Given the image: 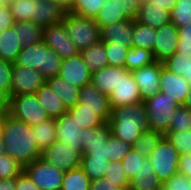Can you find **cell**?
<instances>
[{"instance_id": "obj_1", "label": "cell", "mask_w": 191, "mask_h": 190, "mask_svg": "<svg viewBox=\"0 0 191 190\" xmlns=\"http://www.w3.org/2000/svg\"><path fill=\"white\" fill-rule=\"evenodd\" d=\"M5 153L24 166L40 158L41 150L38 148L31 126L12 117L6 110L2 130Z\"/></svg>"}, {"instance_id": "obj_2", "label": "cell", "mask_w": 191, "mask_h": 190, "mask_svg": "<svg viewBox=\"0 0 191 190\" xmlns=\"http://www.w3.org/2000/svg\"><path fill=\"white\" fill-rule=\"evenodd\" d=\"M108 124L113 136L131 146L141 133L150 130L143 101L113 108Z\"/></svg>"}, {"instance_id": "obj_3", "label": "cell", "mask_w": 191, "mask_h": 190, "mask_svg": "<svg viewBox=\"0 0 191 190\" xmlns=\"http://www.w3.org/2000/svg\"><path fill=\"white\" fill-rule=\"evenodd\" d=\"M62 58L43 41L23 47L14 65L38 70L45 79L58 76Z\"/></svg>"}, {"instance_id": "obj_4", "label": "cell", "mask_w": 191, "mask_h": 190, "mask_svg": "<svg viewBox=\"0 0 191 190\" xmlns=\"http://www.w3.org/2000/svg\"><path fill=\"white\" fill-rule=\"evenodd\" d=\"M62 21L68 36L79 51L101 41L100 28L94 19L80 17L67 11Z\"/></svg>"}, {"instance_id": "obj_5", "label": "cell", "mask_w": 191, "mask_h": 190, "mask_svg": "<svg viewBox=\"0 0 191 190\" xmlns=\"http://www.w3.org/2000/svg\"><path fill=\"white\" fill-rule=\"evenodd\" d=\"M147 112L148 124L150 130L163 133H168L171 118L176 112L179 105L173 99L157 92L152 97L143 100Z\"/></svg>"}, {"instance_id": "obj_6", "label": "cell", "mask_w": 191, "mask_h": 190, "mask_svg": "<svg viewBox=\"0 0 191 190\" xmlns=\"http://www.w3.org/2000/svg\"><path fill=\"white\" fill-rule=\"evenodd\" d=\"M8 113L29 126L37 125L49 119L35 94H19L8 100Z\"/></svg>"}, {"instance_id": "obj_7", "label": "cell", "mask_w": 191, "mask_h": 190, "mask_svg": "<svg viewBox=\"0 0 191 190\" xmlns=\"http://www.w3.org/2000/svg\"><path fill=\"white\" fill-rule=\"evenodd\" d=\"M180 153L164 137L147 159L154 168L155 175L163 183L178 173Z\"/></svg>"}, {"instance_id": "obj_8", "label": "cell", "mask_w": 191, "mask_h": 190, "mask_svg": "<svg viewBox=\"0 0 191 190\" xmlns=\"http://www.w3.org/2000/svg\"><path fill=\"white\" fill-rule=\"evenodd\" d=\"M140 4L138 0H106L94 21L101 28L125 19L136 20Z\"/></svg>"}, {"instance_id": "obj_9", "label": "cell", "mask_w": 191, "mask_h": 190, "mask_svg": "<svg viewBox=\"0 0 191 190\" xmlns=\"http://www.w3.org/2000/svg\"><path fill=\"white\" fill-rule=\"evenodd\" d=\"M40 158L57 169L67 172L80 167L82 152L56 140L41 151Z\"/></svg>"}, {"instance_id": "obj_10", "label": "cell", "mask_w": 191, "mask_h": 190, "mask_svg": "<svg viewBox=\"0 0 191 190\" xmlns=\"http://www.w3.org/2000/svg\"><path fill=\"white\" fill-rule=\"evenodd\" d=\"M40 190H61L64 171L44 162L41 158L24 166L23 170Z\"/></svg>"}, {"instance_id": "obj_11", "label": "cell", "mask_w": 191, "mask_h": 190, "mask_svg": "<svg viewBox=\"0 0 191 190\" xmlns=\"http://www.w3.org/2000/svg\"><path fill=\"white\" fill-rule=\"evenodd\" d=\"M108 98L111 109L120 106L134 105L143 101L132 72L121 68L119 83L116 88L110 92Z\"/></svg>"}, {"instance_id": "obj_12", "label": "cell", "mask_w": 191, "mask_h": 190, "mask_svg": "<svg viewBox=\"0 0 191 190\" xmlns=\"http://www.w3.org/2000/svg\"><path fill=\"white\" fill-rule=\"evenodd\" d=\"M43 42L62 59L70 58L80 53L68 36L63 21L44 27Z\"/></svg>"}, {"instance_id": "obj_13", "label": "cell", "mask_w": 191, "mask_h": 190, "mask_svg": "<svg viewBox=\"0 0 191 190\" xmlns=\"http://www.w3.org/2000/svg\"><path fill=\"white\" fill-rule=\"evenodd\" d=\"M46 82L40 71L13 65L11 97L19 94H35Z\"/></svg>"}, {"instance_id": "obj_14", "label": "cell", "mask_w": 191, "mask_h": 190, "mask_svg": "<svg viewBox=\"0 0 191 190\" xmlns=\"http://www.w3.org/2000/svg\"><path fill=\"white\" fill-rule=\"evenodd\" d=\"M58 77L71 85L82 88L91 83L92 73L79 53L70 58L62 59Z\"/></svg>"}, {"instance_id": "obj_15", "label": "cell", "mask_w": 191, "mask_h": 190, "mask_svg": "<svg viewBox=\"0 0 191 190\" xmlns=\"http://www.w3.org/2000/svg\"><path fill=\"white\" fill-rule=\"evenodd\" d=\"M179 30L169 22L156 29L155 43L152 50L155 61L163 62L177 51Z\"/></svg>"}, {"instance_id": "obj_16", "label": "cell", "mask_w": 191, "mask_h": 190, "mask_svg": "<svg viewBox=\"0 0 191 190\" xmlns=\"http://www.w3.org/2000/svg\"><path fill=\"white\" fill-rule=\"evenodd\" d=\"M160 92L170 96L177 105H184L190 85L182 76L176 75L164 67L161 62Z\"/></svg>"}, {"instance_id": "obj_17", "label": "cell", "mask_w": 191, "mask_h": 190, "mask_svg": "<svg viewBox=\"0 0 191 190\" xmlns=\"http://www.w3.org/2000/svg\"><path fill=\"white\" fill-rule=\"evenodd\" d=\"M160 73V61H155L151 65L132 71L143 100L160 91Z\"/></svg>"}, {"instance_id": "obj_18", "label": "cell", "mask_w": 191, "mask_h": 190, "mask_svg": "<svg viewBox=\"0 0 191 190\" xmlns=\"http://www.w3.org/2000/svg\"><path fill=\"white\" fill-rule=\"evenodd\" d=\"M67 9L54 0H33L31 22L43 27L58 23L64 19Z\"/></svg>"}, {"instance_id": "obj_19", "label": "cell", "mask_w": 191, "mask_h": 190, "mask_svg": "<svg viewBox=\"0 0 191 190\" xmlns=\"http://www.w3.org/2000/svg\"><path fill=\"white\" fill-rule=\"evenodd\" d=\"M56 120V140L64 142L68 147H74L79 151H83L80 140L83 139V129L78 125L66 111Z\"/></svg>"}, {"instance_id": "obj_20", "label": "cell", "mask_w": 191, "mask_h": 190, "mask_svg": "<svg viewBox=\"0 0 191 190\" xmlns=\"http://www.w3.org/2000/svg\"><path fill=\"white\" fill-rule=\"evenodd\" d=\"M134 19H125L100 28L101 41L133 48Z\"/></svg>"}, {"instance_id": "obj_21", "label": "cell", "mask_w": 191, "mask_h": 190, "mask_svg": "<svg viewBox=\"0 0 191 190\" xmlns=\"http://www.w3.org/2000/svg\"><path fill=\"white\" fill-rule=\"evenodd\" d=\"M79 103L90 110H100L108 119L111 116V106L108 95L100 92L93 84H87L79 89Z\"/></svg>"}, {"instance_id": "obj_22", "label": "cell", "mask_w": 191, "mask_h": 190, "mask_svg": "<svg viewBox=\"0 0 191 190\" xmlns=\"http://www.w3.org/2000/svg\"><path fill=\"white\" fill-rule=\"evenodd\" d=\"M138 22L149 25L153 29L171 22L170 11L163 6L153 5V2H144L140 4L138 13Z\"/></svg>"}, {"instance_id": "obj_23", "label": "cell", "mask_w": 191, "mask_h": 190, "mask_svg": "<svg viewBox=\"0 0 191 190\" xmlns=\"http://www.w3.org/2000/svg\"><path fill=\"white\" fill-rule=\"evenodd\" d=\"M46 83L63 103L66 110L79 103V89L58 76L46 79Z\"/></svg>"}, {"instance_id": "obj_24", "label": "cell", "mask_w": 191, "mask_h": 190, "mask_svg": "<svg viewBox=\"0 0 191 190\" xmlns=\"http://www.w3.org/2000/svg\"><path fill=\"white\" fill-rule=\"evenodd\" d=\"M67 111L82 129L99 127L104 123H108L109 120L100 110L84 108L81 103H77Z\"/></svg>"}, {"instance_id": "obj_25", "label": "cell", "mask_w": 191, "mask_h": 190, "mask_svg": "<svg viewBox=\"0 0 191 190\" xmlns=\"http://www.w3.org/2000/svg\"><path fill=\"white\" fill-rule=\"evenodd\" d=\"M22 48L21 38L13 26L0 32V59L14 63Z\"/></svg>"}, {"instance_id": "obj_26", "label": "cell", "mask_w": 191, "mask_h": 190, "mask_svg": "<svg viewBox=\"0 0 191 190\" xmlns=\"http://www.w3.org/2000/svg\"><path fill=\"white\" fill-rule=\"evenodd\" d=\"M130 190H162V182L155 175L154 168L147 159L135 177L130 179Z\"/></svg>"}, {"instance_id": "obj_27", "label": "cell", "mask_w": 191, "mask_h": 190, "mask_svg": "<svg viewBox=\"0 0 191 190\" xmlns=\"http://www.w3.org/2000/svg\"><path fill=\"white\" fill-rule=\"evenodd\" d=\"M39 104L44 108L49 118L57 119L67 110L58 96L51 90L45 82L35 93Z\"/></svg>"}, {"instance_id": "obj_28", "label": "cell", "mask_w": 191, "mask_h": 190, "mask_svg": "<svg viewBox=\"0 0 191 190\" xmlns=\"http://www.w3.org/2000/svg\"><path fill=\"white\" fill-rule=\"evenodd\" d=\"M119 74H121V67L107 66L92 73L91 84L100 92L109 95L119 83Z\"/></svg>"}, {"instance_id": "obj_29", "label": "cell", "mask_w": 191, "mask_h": 190, "mask_svg": "<svg viewBox=\"0 0 191 190\" xmlns=\"http://www.w3.org/2000/svg\"><path fill=\"white\" fill-rule=\"evenodd\" d=\"M15 31L21 38L22 47L37 44L43 41L44 27L31 21H15L13 25Z\"/></svg>"}, {"instance_id": "obj_30", "label": "cell", "mask_w": 191, "mask_h": 190, "mask_svg": "<svg viewBox=\"0 0 191 190\" xmlns=\"http://www.w3.org/2000/svg\"><path fill=\"white\" fill-rule=\"evenodd\" d=\"M80 54L91 73H95L108 66L105 46L102 41L87 49L81 50Z\"/></svg>"}, {"instance_id": "obj_31", "label": "cell", "mask_w": 191, "mask_h": 190, "mask_svg": "<svg viewBox=\"0 0 191 190\" xmlns=\"http://www.w3.org/2000/svg\"><path fill=\"white\" fill-rule=\"evenodd\" d=\"M111 131L108 123H104L99 127L83 129V139L80 140L83 146L82 153H85L89 148H98L106 144L110 137Z\"/></svg>"}, {"instance_id": "obj_32", "label": "cell", "mask_w": 191, "mask_h": 190, "mask_svg": "<svg viewBox=\"0 0 191 190\" xmlns=\"http://www.w3.org/2000/svg\"><path fill=\"white\" fill-rule=\"evenodd\" d=\"M38 148L42 151L56 141V120L46 119L37 125L31 126Z\"/></svg>"}, {"instance_id": "obj_33", "label": "cell", "mask_w": 191, "mask_h": 190, "mask_svg": "<svg viewBox=\"0 0 191 190\" xmlns=\"http://www.w3.org/2000/svg\"><path fill=\"white\" fill-rule=\"evenodd\" d=\"M163 65L169 71L182 76L191 85V56L182 52H175L163 61Z\"/></svg>"}, {"instance_id": "obj_34", "label": "cell", "mask_w": 191, "mask_h": 190, "mask_svg": "<svg viewBox=\"0 0 191 190\" xmlns=\"http://www.w3.org/2000/svg\"><path fill=\"white\" fill-rule=\"evenodd\" d=\"M109 163L106 157H94L91 154H82L80 167L90 180L93 181L105 177Z\"/></svg>"}, {"instance_id": "obj_35", "label": "cell", "mask_w": 191, "mask_h": 190, "mask_svg": "<svg viewBox=\"0 0 191 190\" xmlns=\"http://www.w3.org/2000/svg\"><path fill=\"white\" fill-rule=\"evenodd\" d=\"M156 29L134 20L132 33L133 47H140L152 51L154 48Z\"/></svg>"}, {"instance_id": "obj_36", "label": "cell", "mask_w": 191, "mask_h": 190, "mask_svg": "<svg viewBox=\"0 0 191 190\" xmlns=\"http://www.w3.org/2000/svg\"><path fill=\"white\" fill-rule=\"evenodd\" d=\"M164 137L165 135L160 132L153 130L145 131L134 141L132 148L135 149L140 155L148 157L152 154Z\"/></svg>"}, {"instance_id": "obj_37", "label": "cell", "mask_w": 191, "mask_h": 190, "mask_svg": "<svg viewBox=\"0 0 191 190\" xmlns=\"http://www.w3.org/2000/svg\"><path fill=\"white\" fill-rule=\"evenodd\" d=\"M155 62L152 51L140 47L129 48L125 61V69L132 72Z\"/></svg>"}, {"instance_id": "obj_38", "label": "cell", "mask_w": 191, "mask_h": 190, "mask_svg": "<svg viewBox=\"0 0 191 190\" xmlns=\"http://www.w3.org/2000/svg\"><path fill=\"white\" fill-rule=\"evenodd\" d=\"M90 178L81 167L64 173L61 190H89Z\"/></svg>"}, {"instance_id": "obj_39", "label": "cell", "mask_w": 191, "mask_h": 190, "mask_svg": "<svg viewBox=\"0 0 191 190\" xmlns=\"http://www.w3.org/2000/svg\"><path fill=\"white\" fill-rule=\"evenodd\" d=\"M105 1L106 0H73L67 11L80 17L95 19Z\"/></svg>"}, {"instance_id": "obj_40", "label": "cell", "mask_w": 191, "mask_h": 190, "mask_svg": "<svg viewBox=\"0 0 191 190\" xmlns=\"http://www.w3.org/2000/svg\"><path fill=\"white\" fill-rule=\"evenodd\" d=\"M170 19L178 29L191 23V0H177L170 11Z\"/></svg>"}, {"instance_id": "obj_41", "label": "cell", "mask_w": 191, "mask_h": 190, "mask_svg": "<svg viewBox=\"0 0 191 190\" xmlns=\"http://www.w3.org/2000/svg\"><path fill=\"white\" fill-rule=\"evenodd\" d=\"M191 130V109L179 105L171 118L168 132H188Z\"/></svg>"}, {"instance_id": "obj_42", "label": "cell", "mask_w": 191, "mask_h": 190, "mask_svg": "<svg viewBox=\"0 0 191 190\" xmlns=\"http://www.w3.org/2000/svg\"><path fill=\"white\" fill-rule=\"evenodd\" d=\"M146 160L147 157L140 155L135 149L131 148L129 150V152L121 160L126 176L129 180L140 172L143 167V163Z\"/></svg>"}, {"instance_id": "obj_43", "label": "cell", "mask_w": 191, "mask_h": 190, "mask_svg": "<svg viewBox=\"0 0 191 190\" xmlns=\"http://www.w3.org/2000/svg\"><path fill=\"white\" fill-rule=\"evenodd\" d=\"M104 46L108 59V66L124 68L129 48L116 43H104Z\"/></svg>"}, {"instance_id": "obj_44", "label": "cell", "mask_w": 191, "mask_h": 190, "mask_svg": "<svg viewBox=\"0 0 191 190\" xmlns=\"http://www.w3.org/2000/svg\"><path fill=\"white\" fill-rule=\"evenodd\" d=\"M23 170V165L7 153L0 157V179L16 178Z\"/></svg>"}, {"instance_id": "obj_45", "label": "cell", "mask_w": 191, "mask_h": 190, "mask_svg": "<svg viewBox=\"0 0 191 190\" xmlns=\"http://www.w3.org/2000/svg\"><path fill=\"white\" fill-rule=\"evenodd\" d=\"M106 144L108 145L109 162L121 161L124 158V156L129 152V150L132 148L131 145L113 136L112 134L107 139Z\"/></svg>"}, {"instance_id": "obj_46", "label": "cell", "mask_w": 191, "mask_h": 190, "mask_svg": "<svg viewBox=\"0 0 191 190\" xmlns=\"http://www.w3.org/2000/svg\"><path fill=\"white\" fill-rule=\"evenodd\" d=\"M165 137L178 150L180 155L191 153V131L168 132Z\"/></svg>"}, {"instance_id": "obj_47", "label": "cell", "mask_w": 191, "mask_h": 190, "mask_svg": "<svg viewBox=\"0 0 191 190\" xmlns=\"http://www.w3.org/2000/svg\"><path fill=\"white\" fill-rule=\"evenodd\" d=\"M9 6L14 21H31L33 16V0H16Z\"/></svg>"}, {"instance_id": "obj_48", "label": "cell", "mask_w": 191, "mask_h": 190, "mask_svg": "<svg viewBox=\"0 0 191 190\" xmlns=\"http://www.w3.org/2000/svg\"><path fill=\"white\" fill-rule=\"evenodd\" d=\"M106 179L119 185L121 188L129 187L130 180L126 176L124 167L121 161H111L105 175Z\"/></svg>"}, {"instance_id": "obj_49", "label": "cell", "mask_w": 191, "mask_h": 190, "mask_svg": "<svg viewBox=\"0 0 191 190\" xmlns=\"http://www.w3.org/2000/svg\"><path fill=\"white\" fill-rule=\"evenodd\" d=\"M14 63L0 59V92L11 98L12 68Z\"/></svg>"}, {"instance_id": "obj_50", "label": "cell", "mask_w": 191, "mask_h": 190, "mask_svg": "<svg viewBox=\"0 0 191 190\" xmlns=\"http://www.w3.org/2000/svg\"><path fill=\"white\" fill-rule=\"evenodd\" d=\"M162 190H191V183L185 175L178 172L162 183Z\"/></svg>"}, {"instance_id": "obj_51", "label": "cell", "mask_w": 191, "mask_h": 190, "mask_svg": "<svg viewBox=\"0 0 191 190\" xmlns=\"http://www.w3.org/2000/svg\"><path fill=\"white\" fill-rule=\"evenodd\" d=\"M177 52L189 54L191 56V23L183 28H179Z\"/></svg>"}, {"instance_id": "obj_52", "label": "cell", "mask_w": 191, "mask_h": 190, "mask_svg": "<svg viewBox=\"0 0 191 190\" xmlns=\"http://www.w3.org/2000/svg\"><path fill=\"white\" fill-rule=\"evenodd\" d=\"M121 187L106 177L90 181L89 190H119Z\"/></svg>"}, {"instance_id": "obj_53", "label": "cell", "mask_w": 191, "mask_h": 190, "mask_svg": "<svg viewBox=\"0 0 191 190\" xmlns=\"http://www.w3.org/2000/svg\"><path fill=\"white\" fill-rule=\"evenodd\" d=\"M14 19L9 5L0 8V32L11 28L14 25Z\"/></svg>"}, {"instance_id": "obj_54", "label": "cell", "mask_w": 191, "mask_h": 190, "mask_svg": "<svg viewBox=\"0 0 191 190\" xmlns=\"http://www.w3.org/2000/svg\"><path fill=\"white\" fill-rule=\"evenodd\" d=\"M16 190H40V189L23 171L16 177Z\"/></svg>"}, {"instance_id": "obj_55", "label": "cell", "mask_w": 191, "mask_h": 190, "mask_svg": "<svg viewBox=\"0 0 191 190\" xmlns=\"http://www.w3.org/2000/svg\"><path fill=\"white\" fill-rule=\"evenodd\" d=\"M178 172L187 178L191 176V153L180 155Z\"/></svg>"}, {"instance_id": "obj_56", "label": "cell", "mask_w": 191, "mask_h": 190, "mask_svg": "<svg viewBox=\"0 0 191 190\" xmlns=\"http://www.w3.org/2000/svg\"><path fill=\"white\" fill-rule=\"evenodd\" d=\"M82 154H91L94 157H106L108 159V145L104 144L102 147L89 148L85 153Z\"/></svg>"}, {"instance_id": "obj_57", "label": "cell", "mask_w": 191, "mask_h": 190, "mask_svg": "<svg viewBox=\"0 0 191 190\" xmlns=\"http://www.w3.org/2000/svg\"><path fill=\"white\" fill-rule=\"evenodd\" d=\"M0 190H16V178L0 179Z\"/></svg>"}, {"instance_id": "obj_58", "label": "cell", "mask_w": 191, "mask_h": 190, "mask_svg": "<svg viewBox=\"0 0 191 190\" xmlns=\"http://www.w3.org/2000/svg\"><path fill=\"white\" fill-rule=\"evenodd\" d=\"M153 5L163 6V8L171 11L175 6L177 0H149Z\"/></svg>"}, {"instance_id": "obj_59", "label": "cell", "mask_w": 191, "mask_h": 190, "mask_svg": "<svg viewBox=\"0 0 191 190\" xmlns=\"http://www.w3.org/2000/svg\"><path fill=\"white\" fill-rule=\"evenodd\" d=\"M8 99L0 92V111L7 110Z\"/></svg>"}, {"instance_id": "obj_60", "label": "cell", "mask_w": 191, "mask_h": 190, "mask_svg": "<svg viewBox=\"0 0 191 190\" xmlns=\"http://www.w3.org/2000/svg\"><path fill=\"white\" fill-rule=\"evenodd\" d=\"M5 116H6V110L0 111V137H2V130H3Z\"/></svg>"}, {"instance_id": "obj_61", "label": "cell", "mask_w": 191, "mask_h": 190, "mask_svg": "<svg viewBox=\"0 0 191 190\" xmlns=\"http://www.w3.org/2000/svg\"><path fill=\"white\" fill-rule=\"evenodd\" d=\"M59 2L61 5H63L67 10L69 9V7L71 6L73 0H54Z\"/></svg>"}, {"instance_id": "obj_62", "label": "cell", "mask_w": 191, "mask_h": 190, "mask_svg": "<svg viewBox=\"0 0 191 190\" xmlns=\"http://www.w3.org/2000/svg\"><path fill=\"white\" fill-rule=\"evenodd\" d=\"M184 106L191 109V85H190L189 94H188L187 99L184 103Z\"/></svg>"}, {"instance_id": "obj_63", "label": "cell", "mask_w": 191, "mask_h": 190, "mask_svg": "<svg viewBox=\"0 0 191 190\" xmlns=\"http://www.w3.org/2000/svg\"><path fill=\"white\" fill-rule=\"evenodd\" d=\"M5 153L4 150V142L2 140V137H0V157Z\"/></svg>"}, {"instance_id": "obj_64", "label": "cell", "mask_w": 191, "mask_h": 190, "mask_svg": "<svg viewBox=\"0 0 191 190\" xmlns=\"http://www.w3.org/2000/svg\"><path fill=\"white\" fill-rule=\"evenodd\" d=\"M16 0H4V2L6 3V5H10L11 3H13Z\"/></svg>"}, {"instance_id": "obj_65", "label": "cell", "mask_w": 191, "mask_h": 190, "mask_svg": "<svg viewBox=\"0 0 191 190\" xmlns=\"http://www.w3.org/2000/svg\"><path fill=\"white\" fill-rule=\"evenodd\" d=\"M4 6H6V3L4 2V0H0V8Z\"/></svg>"}, {"instance_id": "obj_66", "label": "cell", "mask_w": 191, "mask_h": 190, "mask_svg": "<svg viewBox=\"0 0 191 190\" xmlns=\"http://www.w3.org/2000/svg\"><path fill=\"white\" fill-rule=\"evenodd\" d=\"M140 3L148 2L149 0H138Z\"/></svg>"}, {"instance_id": "obj_67", "label": "cell", "mask_w": 191, "mask_h": 190, "mask_svg": "<svg viewBox=\"0 0 191 190\" xmlns=\"http://www.w3.org/2000/svg\"><path fill=\"white\" fill-rule=\"evenodd\" d=\"M119 190H130V188H129V187H127V188H121V189H119Z\"/></svg>"}]
</instances>
